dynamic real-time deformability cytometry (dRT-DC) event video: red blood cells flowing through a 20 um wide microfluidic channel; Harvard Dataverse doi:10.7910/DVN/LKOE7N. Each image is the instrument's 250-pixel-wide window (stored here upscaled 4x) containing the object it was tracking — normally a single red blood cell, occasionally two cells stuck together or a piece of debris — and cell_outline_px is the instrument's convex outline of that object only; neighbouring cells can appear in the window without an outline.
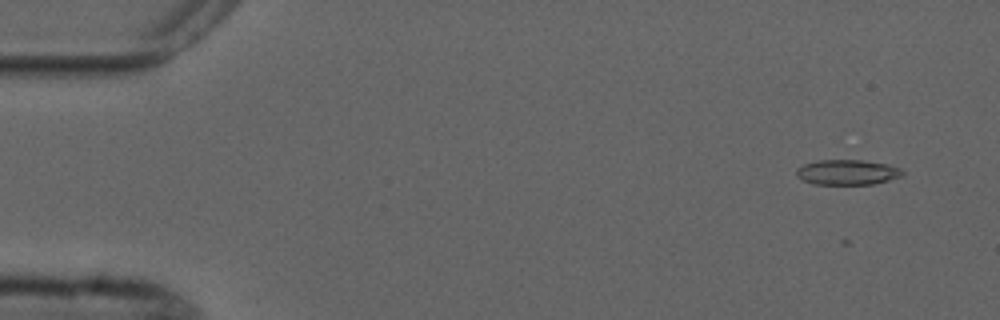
{"species": "common noctule bat (a hibernating species)", "species_latin": "Nyctalus noctula", "temperature_condition": "cold", "stored_images_in_passage": 5, "camera_frame_rate_fps": 3000, "um_per_image_px": 0.085, "animal": {"sex": "male", "forearm_length_mm": 52.5}, "frame": {"image": 1, "passage_image": 1, "time_ms": 0.0, "image_size_px": [1000, 320], "cell_outline_px": [[904, 176], [872, 184], [812, 184], [796, 176], [796, 168], [804, 164], [816, 160], [860, 160], [888, 164], [900, 168], [904, 172]], "centroid_in_image_um": [72.02, 14.64], "position_along_channel_um": 13.0, "area_um2": 15.61}}
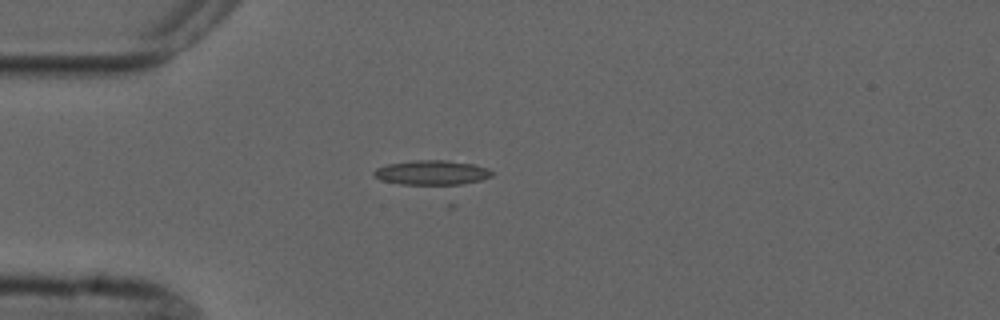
{"frame": {"image": 2, "passage_image": 4, "time_ms": 3.667, "image_size_px": [1000, 320], "cell_outline_px": [[492, 176], [480, 180], [452, 188], [448, 188], [400, 184], [380, 180], [372, 176], [372, 172], [376, 168], [388, 164], [416, 160], [448, 160], [472, 164], [488, 168], [492, 172]], "centroid_in_image_um": [36.71, 14.73], "position_along_channel_um": 48.3, "area_um2": 17.92}}